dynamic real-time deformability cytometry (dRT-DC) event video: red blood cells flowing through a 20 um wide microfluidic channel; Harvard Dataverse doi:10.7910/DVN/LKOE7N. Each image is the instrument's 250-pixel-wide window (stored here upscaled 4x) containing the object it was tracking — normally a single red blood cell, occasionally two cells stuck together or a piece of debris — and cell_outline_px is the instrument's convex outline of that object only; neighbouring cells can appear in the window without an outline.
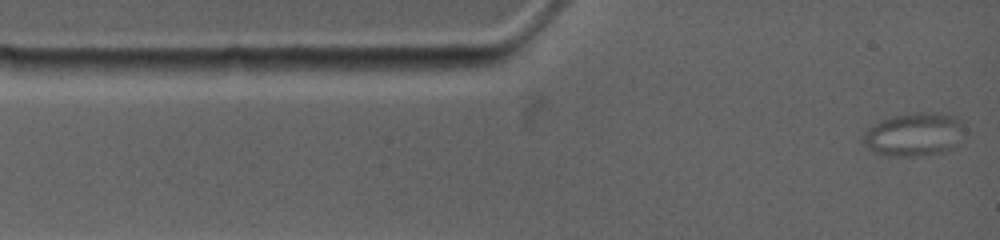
{"species": "common noctule bat (a hibernating species)", "species_latin": "Nyctalus noctula", "temperature_condition": "warm", "stored_images_in_passage": 12, "camera_frame_rate_fps": 4500, "um_per_image_px": 0.085, "animal": {"sex": "female", "body_mass_g": 19.0, "forearm_length_mm": 53.3}, "frame": {"image": 1, "passage_image": 1, "time_ms": 0.0, "image_size_px": [1000, 240], "cell_outline_px": [[964, 120], [948, 148], [944, 152], [916, 156], [888, 156], [876, 152], [860, 140], [860, 136], [872, 124], [880, 120], [892, 116], [912, 112], [936, 112], [952, 116]], "centroid_in_image_um": [77.54, 11.4], "position_along_channel_um": 7.5, "area_um2": 24.91}}